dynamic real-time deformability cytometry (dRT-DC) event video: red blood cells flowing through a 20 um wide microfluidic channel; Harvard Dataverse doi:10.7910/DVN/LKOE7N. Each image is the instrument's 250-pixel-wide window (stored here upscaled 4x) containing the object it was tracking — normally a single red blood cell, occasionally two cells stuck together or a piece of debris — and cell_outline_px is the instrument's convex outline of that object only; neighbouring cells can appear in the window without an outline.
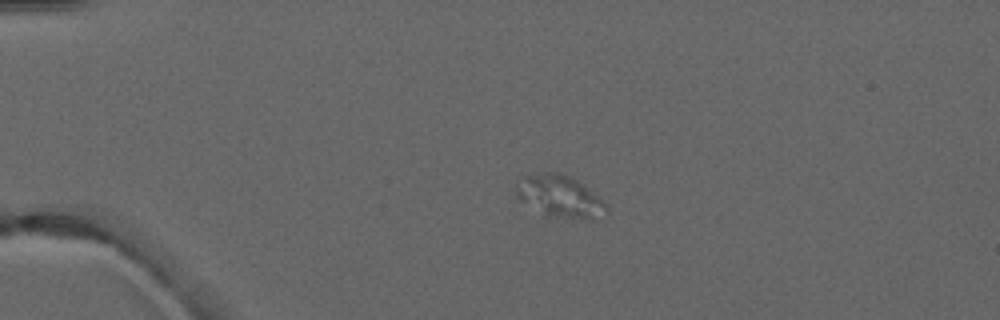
{"species": "common noctule bat (a hibernating species)", "species_latin": "Nyctalus noctula", "temperature_condition": "warm", "stored_images_in_passage": 5, "camera_frame_rate_fps": 3000, "um_per_image_px": 0.085, "animal": {"sex": "male", "forearm_length_mm": 52.5}, "frame": {"image": 1, "passage_image": 4, "time_ms": 3.333, "image_size_px": [1000, 320], "cell_outline_px": [[608, 212], [592, 220], [544, 216], [520, 200], [516, 196], [516, 188], [524, 176], [544, 172], [560, 172], [576, 180], [608, 204]], "centroid_in_image_um": [47.6, 16.72], "position_along_channel_um": 37.4, "area_um2": 22.08}}